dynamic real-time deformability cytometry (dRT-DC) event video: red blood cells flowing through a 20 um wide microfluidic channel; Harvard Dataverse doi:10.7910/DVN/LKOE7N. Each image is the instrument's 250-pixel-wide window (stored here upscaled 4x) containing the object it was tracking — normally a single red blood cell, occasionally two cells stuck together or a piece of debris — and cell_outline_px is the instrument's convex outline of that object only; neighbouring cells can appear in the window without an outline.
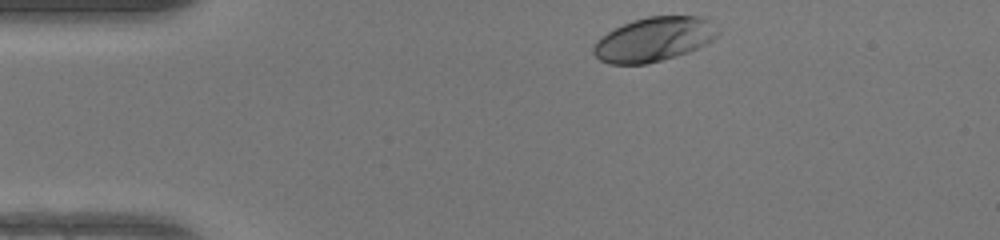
{"species": "human", "species_latin": "Homo sapiens", "temperature_condition": "warm", "stored_images_in_passage": 32, "camera_frame_rate_fps": 3000, "um_per_image_px": 0.085, "donor": {"sex": "female"}, "frame": {"image": 1, "passage_image": 1, "time_ms": 0.0, "image_size_px": [1000, 240], "cell_outline_px": [[720, 32], [712, 40], [688, 52], [676, 56], [644, 64], [608, 64], [600, 60], [592, 52], [592, 48], [596, 40], [608, 32], [632, 20], [648, 16], [700, 16], [708, 20]], "centroid_in_image_um": [55.55, 3.34], "position_along_channel_um": 29.4, "area_um2": 31.79}}
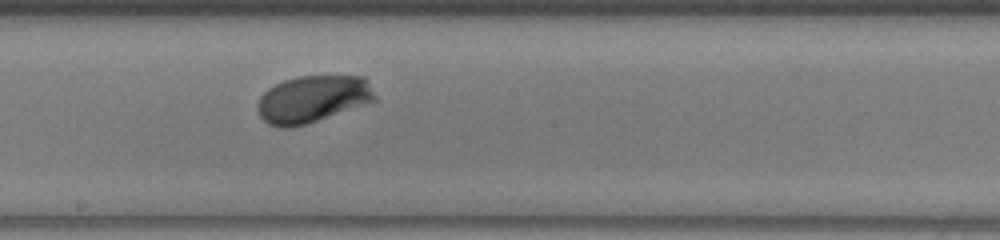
{"frame": {"image": 2, "passage_image": 19, "time_ms": 6.0, "image_size_px": [1000, 240], "cell_outline_px": [[376, 100], [304, 124], [288, 128], [280, 128], [268, 124], [260, 116], [256, 108], [256, 104], [260, 96], [268, 88], [284, 80], [296, 76], [364, 76], [368, 80], [376, 96]], "centroid_in_image_um": [26.53, 8.4], "position_along_channel_um": 221.7, "area_um2": 31.96}}
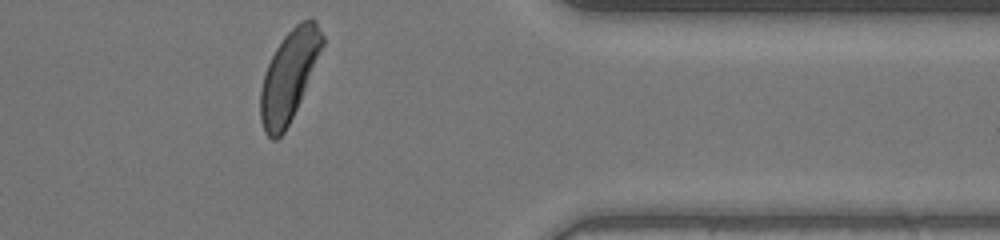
{"frame": {"image": 3, "passage_image": 32, "time_ms": 10.333, "image_size_px": [1000, 240], "cell_outline_px": [[324, 44], [300, 100], [284, 132], [276, 140], [272, 140], [264, 132], [260, 120], [260, 88], [264, 72], [276, 48], [284, 36], [300, 20], [312, 16], [316, 20], [324, 36]], "centroid_in_image_um": [24.56, 6.41], "position_along_channel_um": 386.8, "area_um2": 32.43}, "authors_computed_cell_mechanics": {"area_um2": 31.79, "velocity_mm_per_s": 4.2162, "shape_relaxation_time_tau1_ms": 1.7959, "shape_relaxation_time_tau2_ms": null, "deformation_change_tau1": 0.1279, "deformation_change_tau2": null}}